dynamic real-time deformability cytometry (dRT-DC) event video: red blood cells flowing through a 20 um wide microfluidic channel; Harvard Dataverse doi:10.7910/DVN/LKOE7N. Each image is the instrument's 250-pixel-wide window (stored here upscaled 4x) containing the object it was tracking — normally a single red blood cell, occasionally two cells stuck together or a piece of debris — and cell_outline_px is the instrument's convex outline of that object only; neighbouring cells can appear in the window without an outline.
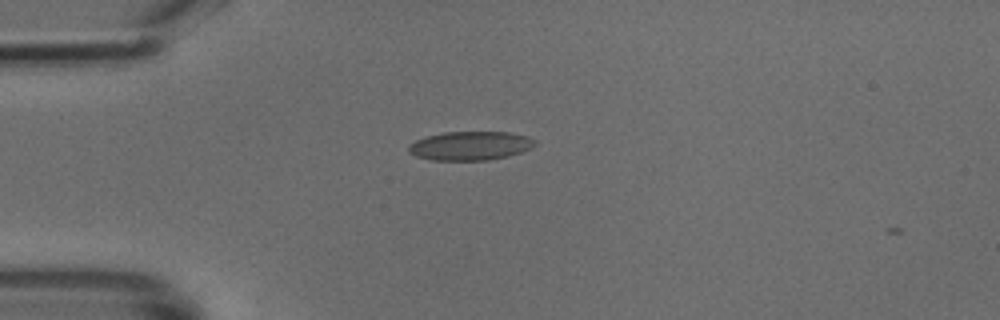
{"species": "common noctule bat (a hibernating species)", "species_latin": "Nyctalus noctula", "temperature_condition": "cold", "stored_images_in_passage": 2, "camera_frame_rate_fps": 3000, "um_per_image_px": 0.085, "animal": {"sex": "male", "body_mass_g": 18.8}, "frame": {"image": 1, "passage_image": 1, "time_ms": 0.0, "image_size_px": [1000, 320], "cell_outline_px": [[536, 144], [532, 148], [508, 156], [488, 160], [428, 160], [416, 156], [408, 152], [408, 144], [416, 140], [428, 136], [444, 132], [508, 132], [528, 136], [536, 140]], "centroid_in_image_um": [39.97, 12.39], "position_along_channel_um": 45.0, "area_um2": 21.33}}